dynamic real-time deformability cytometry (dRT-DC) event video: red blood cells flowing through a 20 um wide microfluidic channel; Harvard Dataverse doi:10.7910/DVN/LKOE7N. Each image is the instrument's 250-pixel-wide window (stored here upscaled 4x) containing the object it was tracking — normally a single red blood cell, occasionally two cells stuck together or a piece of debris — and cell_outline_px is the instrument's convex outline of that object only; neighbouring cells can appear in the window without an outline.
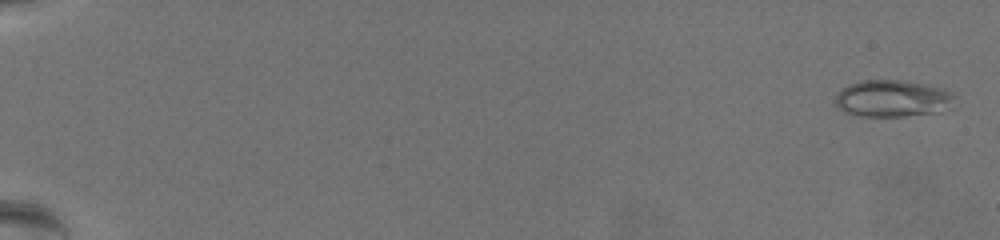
{"species": "common noctule bat (a hibernating species)", "species_latin": "Nyctalus noctula", "temperature_condition": "warm", "stored_images_in_passage": 64, "camera_frame_rate_fps": 3000, "um_per_image_px": 0.085, "animal": {"sex": "female", "body_mass_g": 19.5, "forearm_length_mm": 54.1}, "frame": {"image": 1, "passage_image": 2, "time_ms": 0.333, "image_size_px": [1000, 240], "cell_outline_px": [[952, 108], [940, 112], [904, 116], [860, 116], [848, 112], [840, 108], [836, 104], [836, 96], [844, 88], [852, 84], [864, 80], [900, 80], [940, 88], [948, 92], [952, 96]], "centroid_in_image_um": [75.88, 8.39], "position_along_channel_um": 9.1, "area_um2": 24.97}}
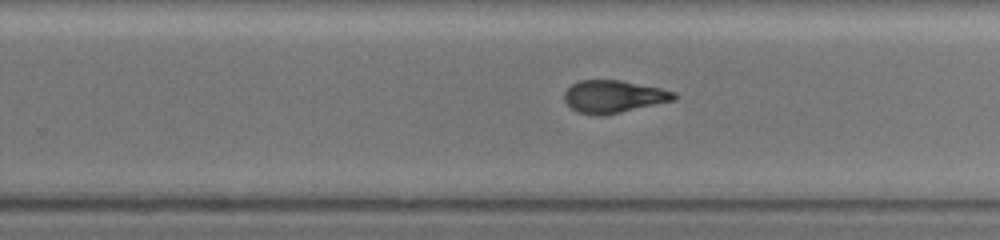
{"frame": {"image": 2, "passage_image": 44, "time_ms": 14.333, "image_size_px": [1000, 240], "cell_outline_px": [[676, 96], [672, 100], [620, 112], [580, 112], [572, 108], [564, 100], [564, 92], [572, 84], [580, 80], [620, 80], [660, 88], [676, 92]], "centroid_in_image_um": [52.15, 8.15], "position_along_channel_um": 277.6, "area_um2": 19.77}}
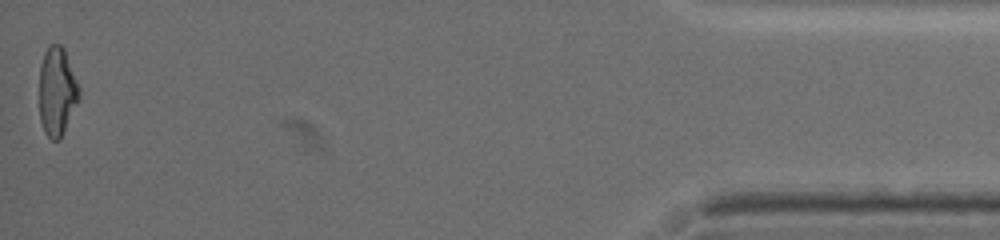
{"frame": {"image": 3, "passage_image": 64, "time_ms": 21.0, "image_size_px": [1000, 240], "cell_outline_px": [[80, 96], [60, 140], [52, 140], [44, 132], [40, 120], [40, 64], [44, 52], [48, 44], [60, 44], [64, 48], [80, 88]], "centroid_in_image_um": [4.84, 7.75], "position_along_channel_um": 430.4, "area_um2": 20.58}, "authors_computed_cell_mechanics": {"area_um2": 21.2126, "velocity_mm_per_s": 3.4613, "shape_relaxation_time_tau1_ms": 5.1784, "shape_relaxation_time_tau2_ms": 1.8408, "deformation_change_tau1": 0.219, "deformation_change_tau2": 0.0906}}